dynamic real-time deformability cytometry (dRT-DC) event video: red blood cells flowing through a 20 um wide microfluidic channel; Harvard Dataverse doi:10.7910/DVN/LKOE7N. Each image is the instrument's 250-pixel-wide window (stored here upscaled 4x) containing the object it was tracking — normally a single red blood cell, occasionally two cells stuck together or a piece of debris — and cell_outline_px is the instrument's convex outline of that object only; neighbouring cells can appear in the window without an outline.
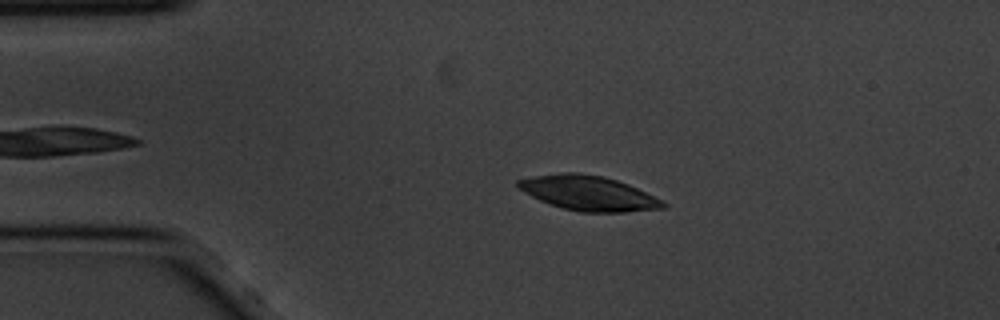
{"species": "common noctule bat (a hibernating species)", "species_latin": "Nyctalus noctula", "temperature_condition": "cold", "stored_images_in_passage": 38, "camera_frame_rate_fps": 3000, "um_per_image_px": 0.085, "animal": {"sex": "male", "body_mass_g": 20.1, "forearm_length_mm": 53.5}, "frame": {"image": 1, "passage_image": 7, "time_ms": 2.0, "image_size_px": [1000, 320], "cell_outline_px": [[668, 204], [664, 208], [624, 212], [580, 212], [564, 208], [540, 200], [516, 188], [516, 180], [536, 176], [560, 172], [580, 172], [604, 176], [628, 184]], "centroid_in_image_um": [49.98, 16.4], "position_along_channel_um": 35.0, "area_um2": 29.13}}
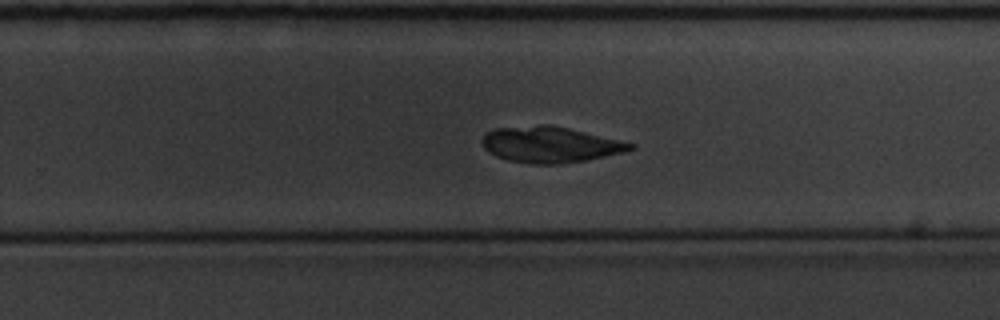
{"frame": {"image": 2, "passage_image": 32, "time_ms": 10.333, "image_size_px": [1000, 320], "cell_outline_px": [[636, 148], [620, 152], [584, 160], [560, 164], [528, 164], [508, 160], [496, 156], [484, 148], [480, 140], [484, 132], [496, 128], [540, 124], [548, 124], [568, 128], [636, 144]], "centroid_in_image_um": [46.68, 12.28], "position_along_channel_um": 283.1, "area_um2": 30.92}}
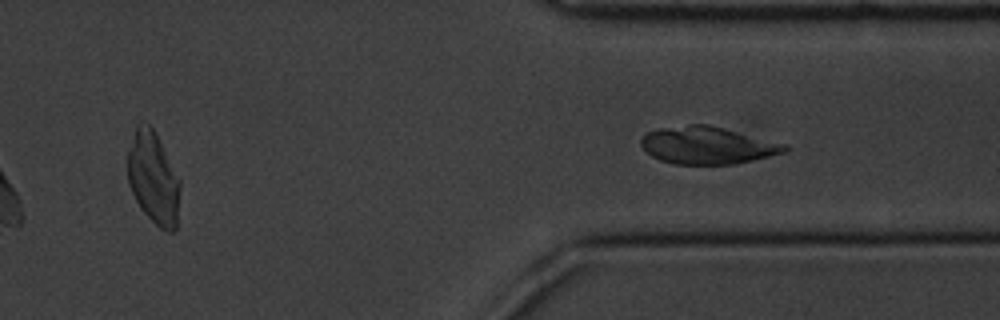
{"frame": {"image": 3, "passage_image": 38, "time_ms": 12.333, "image_size_px": [1000, 320], "cell_outline_px": [[788, 148], [784, 152], [768, 156], [732, 164], [672, 164], [660, 160], [652, 156], [640, 144], [640, 140], [648, 132], [660, 128], [688, 124], [708, 124], [788, 144]], "centroid_in_image_um": [60.12, 12.34], "position_along_channel_um": 351.3, "area_um2": 31.04}}